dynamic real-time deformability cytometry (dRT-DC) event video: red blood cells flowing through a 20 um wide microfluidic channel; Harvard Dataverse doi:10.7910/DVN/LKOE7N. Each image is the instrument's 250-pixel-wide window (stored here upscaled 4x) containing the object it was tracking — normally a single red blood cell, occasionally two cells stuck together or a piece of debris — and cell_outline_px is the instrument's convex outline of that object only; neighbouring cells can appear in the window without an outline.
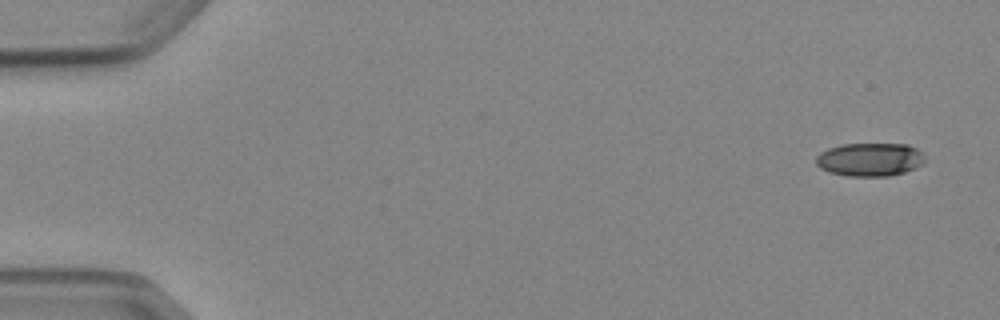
{"species": "Egyptian fruit bat (a non-hibernating species)", "species_latin": "Rousettus aegyptiacus", "temperature_condition": "cold", "stored_images_in_passage": 5, "camera_frame_rate_fps": 3000, "um_per_image_px": 0.085, "animal": {"sex": "female"}, "frame": {"image": 1, "passage_image": 1, "time_ms": 0.0, "image_size_px": [1000, 320], "cell_outline_px": [[924, 164], [916, 168], [904, 172], [888, 176], [848, 176], [828, 172], [820, 168], [816, 164], [816, 156], [820, 152], [828, 148], [840, 144], [908, 144], [916, 148], [924, 156]], "centroid_in_image_um": [73.93, 13.56], "position_along_channel_um": 11.1, "area_um2": 21.33}}
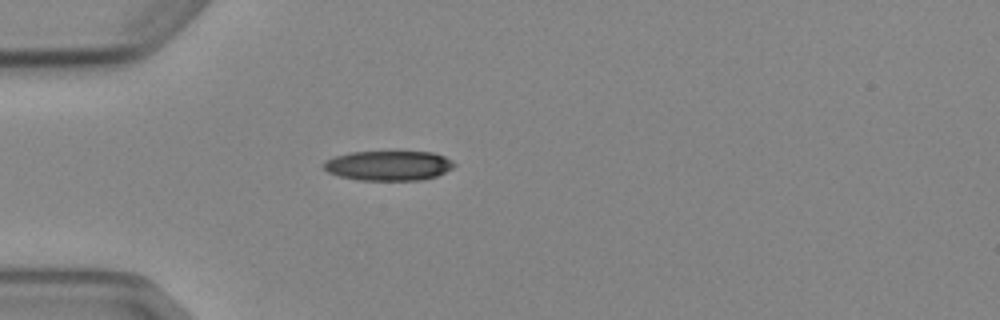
{"frame": {"image": 2, "passage_image": 4, "time_ms": 4.333, "image_size_px": [1000, 320], "cell_outline_px": [[456, 164], [452, 168], [436, 176], [420, 180], [356, 180], [340, 176], [328, 172], [320, 164], [324, 160], [336, 156], [352, 152], [432, 152], [444, 156], [452, 160]], "centroid_in_image_um": [33.0, 14.08], "position_along_channel_um": 52.0, "area_um2": 22.66}}